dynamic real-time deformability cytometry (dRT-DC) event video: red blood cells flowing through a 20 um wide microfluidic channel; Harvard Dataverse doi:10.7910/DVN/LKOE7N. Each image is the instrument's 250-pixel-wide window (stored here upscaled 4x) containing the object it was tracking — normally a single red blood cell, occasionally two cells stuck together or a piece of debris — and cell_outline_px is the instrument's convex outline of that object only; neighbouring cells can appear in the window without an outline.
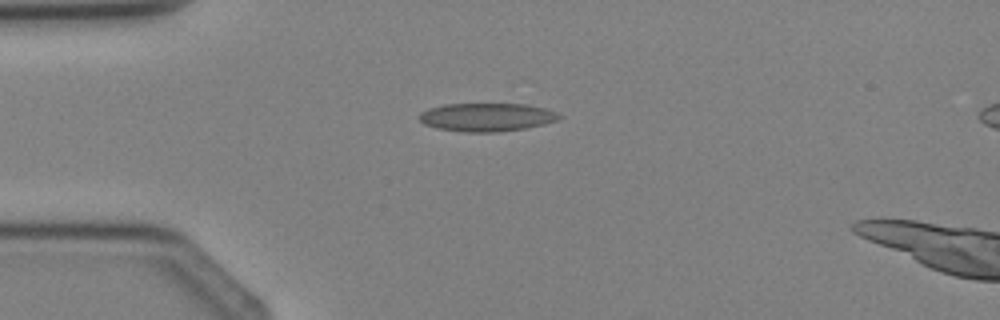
{"species": "Egyptian fruit bat (a non-hibernating species)", "species_latin": "Rousettus aegyptiacus", "temperature_condition": "cold", "stored_images_in_passage": 2, "camera_frame_rate_fps": 3000, "um_per_image_px": 0.085, "animal": {"sex": "female"}, "frame": {"image": 1, "passage_image": 1, "time_ms": 0.0, "image_size_px": [1000, 320], "cell_outline_px": [[564, 116], [556, 120], [544, 124], [524, 128], [496, 132], [464, 132], [436, 128], [424, 124], [420, 120], [420, 112], [428, 108], [444, 104], [528, 104], [544, 108], [556, 112]], "centroid_in_image_um": [41.36, 9.95], "position_along_channel_um": 43.6, "area_um2": 23.06}}